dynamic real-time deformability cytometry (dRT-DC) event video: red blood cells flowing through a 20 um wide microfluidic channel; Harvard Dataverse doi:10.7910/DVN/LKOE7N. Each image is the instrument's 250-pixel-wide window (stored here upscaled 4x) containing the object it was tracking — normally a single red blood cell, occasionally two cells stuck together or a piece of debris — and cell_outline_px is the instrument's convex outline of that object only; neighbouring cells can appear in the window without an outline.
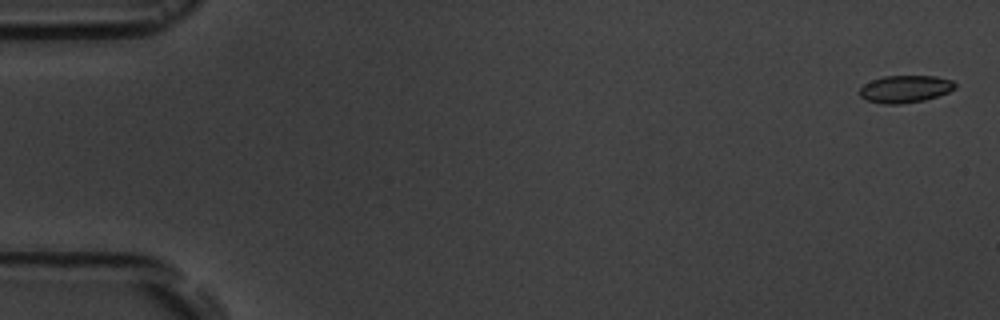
{"species": "common noctule bat (a hibernating species)", "species_latin": "Nyctalus noctula", "temperature_condition": "room temperature", "stored_images_in_passage": 5, "camera_frame_rate_fps": 3000, "um_per_image_px": 0.085, "animal": {"sex": "male", "body_mass_g": 19.5, "forearm_length_mm": 54.6}, "frame": {"image": 1, "passage_image": 1, "time_ms": 0.0, "image_size_px": [1000, 320], "cell_outline_px": [[956, 88], [948, 92], [924, 100], [900, 104], [884, 104], [868, 100], [860, 96], [860, 88], [864, 84], [872, 80], [884, 76], [936, 76], [952, 80], [956, 84]], "centroid_in_image_um": [76.95, 7.56], "position_along_channel_um": 8.0, "area_um2": 15.09}}
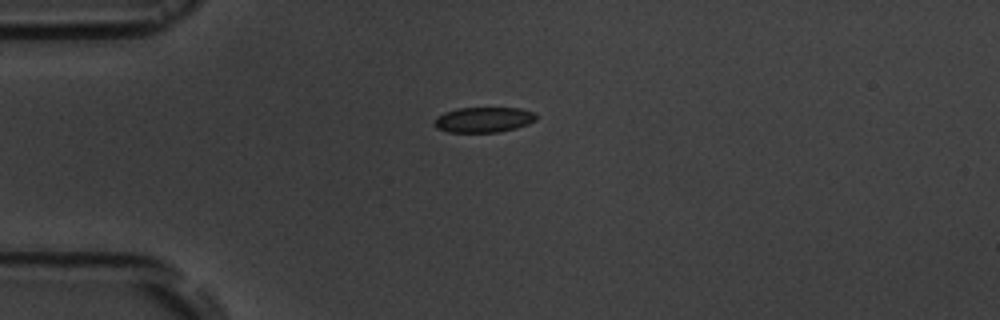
{"frame": {"image": 2, "passage_image": 4, "time_ms": 4.333, "image_size_px": [1000, 320], "cell_outline_px": [[536, 120], [528, 124], [516, 128], [500, 132], [448, 132], [436, 128], [432, 124], [436, 116], [444, 112], [456, 108], [520, 108], [536, 112]], "centroid_in_image_um": [41.09, 10.17], "position_along_channel_um": 43.9, "area_um2": 15.26}}